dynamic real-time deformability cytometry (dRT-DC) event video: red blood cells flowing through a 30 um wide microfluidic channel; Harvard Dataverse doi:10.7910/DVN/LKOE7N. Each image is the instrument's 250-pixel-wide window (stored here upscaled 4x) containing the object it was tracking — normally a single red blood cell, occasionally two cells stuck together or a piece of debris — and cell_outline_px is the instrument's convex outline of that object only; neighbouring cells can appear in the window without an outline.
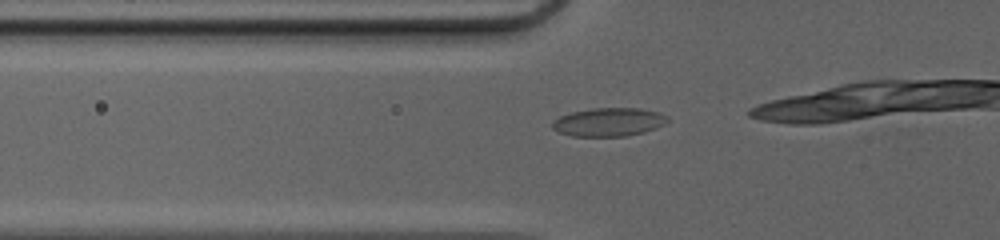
{"species": "common noctule bat (a hibernating species)", "species_latin": "Nyctalus noctula", "temperature_condition": "cold", "stored_images_in_passage": 6, "camera_frame_rate_fps": 3000, "um_per_image_px": 0.085, "animal": {"sex": "female", "body_mass_g": 20.0, "forearm_length_mm": 54.0}, "frame": {"image": 1, "passage_image": 2, "time_ms": 0.333, "image_size_px": [1000, 240], "cell_outline_px": [[668, 120], [664, 124], [656, 128], [644, 132], [624, 136], [572, 136], [560, 132], [552, 128], [552, 120], [560, 116], [572, 112], [596, 108], [640, 108], [660, 112], [668, 116]], "centroid_in_image_um": [51.76, 10.37], "position_along_channel_um": 74.0, "area_um2": 19.07}}
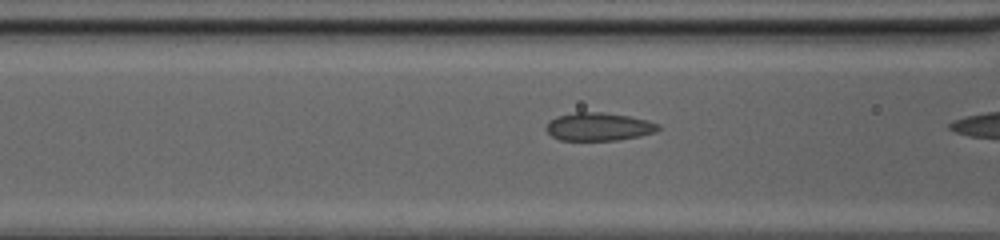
{"frame": {"image": 2, "passage_image": 5, "time_ms": 1.333, "image_size_px": [1000, 240], "cell_outline_px": [[660, 128], [656, 132], [640, 136], [616, 140], [560, 140], [552, 136], [544, 128], [548, 120], [556, 116], [576, 112], [604, 112], [628, 116], [648, 120], [660, 124]], "centroid_in_image_um": [50.88, 10.76], "position_along_channel_um": 115.7, "area_um2": 18.5}}